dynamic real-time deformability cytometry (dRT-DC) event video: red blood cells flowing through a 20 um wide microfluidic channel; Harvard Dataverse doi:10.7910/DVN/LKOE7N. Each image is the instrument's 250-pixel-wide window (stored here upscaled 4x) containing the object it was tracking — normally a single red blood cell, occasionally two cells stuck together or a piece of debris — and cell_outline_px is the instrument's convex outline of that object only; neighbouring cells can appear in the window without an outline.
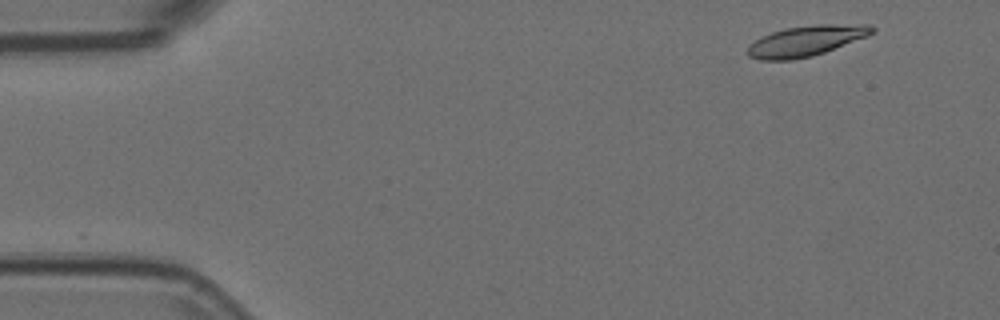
{"species": "Egyptian fruit bat (a non-hibernating species)", "species_latin": "Rousettus aegyptiacus", "temperature_condition": "room temperature", "stored_images_in_passage": 12, "camera_frame_rate_fps": 3000, "um_per_image_px": 0.085, "animal": {"sex": "female"}, "frame": {"image": 1, "passage_image": 3, "time_ms": 0.667, "image_size_px": [1000, 320], "cell_outline_px": [[876, 32], [868, 36], [824, 52], [812, 56], [792, 60], [760, 60], [748, 56], [744, 52], [760, 36], [784, 28], [816, 24], [868, 24], [876, 28]], "centroid_in_image_um": [68.53, 3.47], "position_along_channel_um": 16.5, "area_um2": 22.31}}